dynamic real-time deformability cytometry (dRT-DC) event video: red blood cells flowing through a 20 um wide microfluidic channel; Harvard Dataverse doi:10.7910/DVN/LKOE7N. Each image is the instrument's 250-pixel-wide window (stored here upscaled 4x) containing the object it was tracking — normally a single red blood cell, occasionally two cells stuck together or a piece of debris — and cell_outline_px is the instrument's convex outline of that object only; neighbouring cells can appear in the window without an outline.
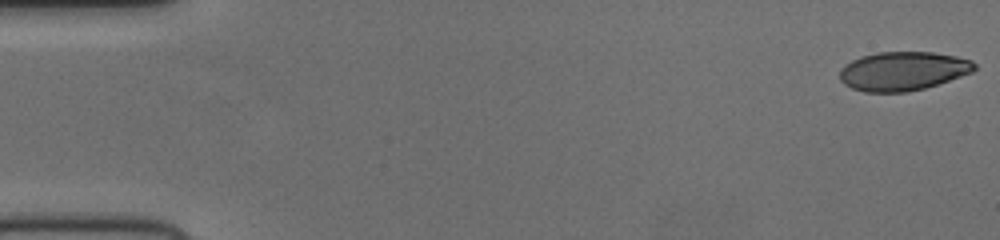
{"species": "human", "species_latin": "Homo sapiens", "temperature_condition": "cold", "stored_images_in_passage": 53, "camera_frame_rate_fps": 3000, "um_per_image_px": 0.085, "donor": {"sex": "female"}, "frame": {"image": 1, "passage_image": 1, "time_ms": 0.0, "image_size_px": [1000, 240], "cell_outline_px": [[976, 68], [972, 72], [924, 88], [908, 92], [864, 92], [852, 88], [844, 84], [840, 80], [840, 68], [844, 64], [860, 56], [876, 52], [932, 52], [956, 56], [972, 60], [976, 64]], "centroid_in_image_um": [76.72, 6.03], "position_along_channel_um": 8.3, "area_um2": 30.58}}
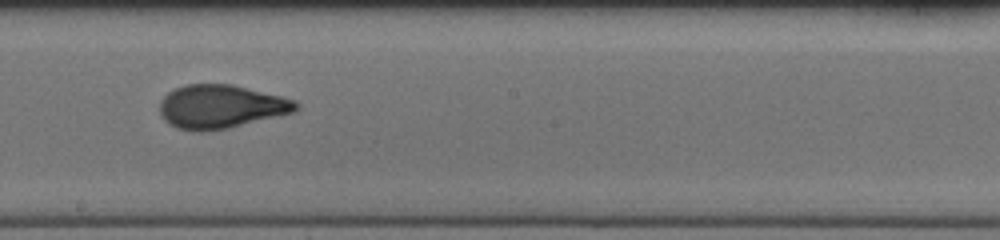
{"frame": {"image": 2, "passage_image": 30, "time_ms": 9.667, "image_size_px": [1000, 240], "cell_outline_px": [[300, 108], [296, 112], [228, 128], [200, 132], [192, 132], [176, 128], [168, 124], [160, 116], [160, 100], [168, 92], [184, 84], [232, 84], [296, 100], [300, 104]], "centroid_in_image_um": [18.77, 9.07], "position_along_channel_um": 229.4, "area_um2": 34.97}}
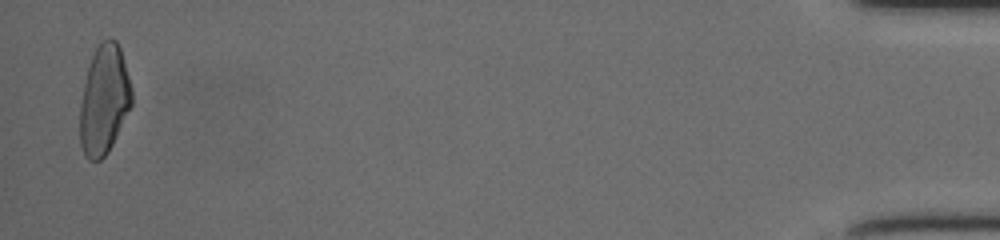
{"frame": {"image": 3, "passage_image": 52, "time_ms": 17.0, "image_size_px": [1000, 240], "cell_outline_px": [[132, 104], [108, 152], [100, 160], [88, 160], [80, 144], [80, 104], [84, 84], [88, 68], [92, 56], [100, 40], [108, 36], [112, 36], [116, 40], [120, 48], [132, 88]], "centroid_in_image_um": [8.85, 8.45], "position_along_channel_um": 426.4, "area_um2": 32.89}}